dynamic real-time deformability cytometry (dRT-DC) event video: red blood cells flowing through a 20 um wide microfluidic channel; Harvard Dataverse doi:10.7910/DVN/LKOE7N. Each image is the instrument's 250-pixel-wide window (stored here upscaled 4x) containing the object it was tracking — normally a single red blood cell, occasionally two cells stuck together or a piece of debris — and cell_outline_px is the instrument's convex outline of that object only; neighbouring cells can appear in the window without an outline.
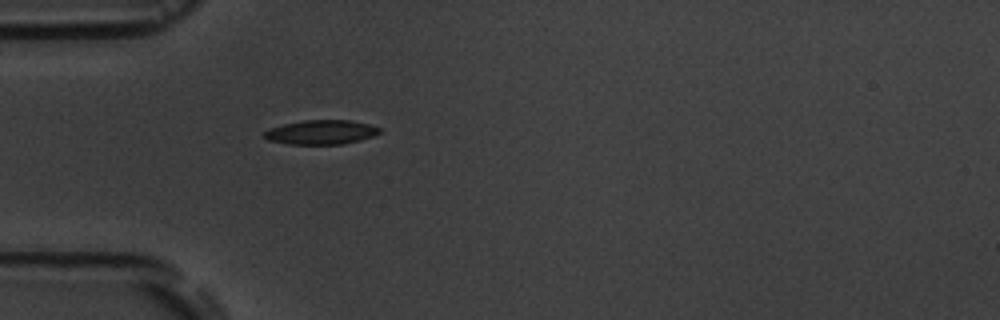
{"species": "common noctule bat (a hibernating species)", "species_latin": "Nyctalus noctula", "temperature_condition": "room temperature", "stored_images_in_passage": 1, "camera_frame_rate_fps": 3000, "um_per_image_px": 0.085, "animal": {"sex": "male", "body_mass_g": 19.5, "forearm_length_mm": 54.6}, "frame": {"image": 1, "passage_image": 1, "time_ms": 0.0, "image_size_px": [1000, 320], "cell_outline_px": [[380, 132], [372, 136], [360, 140], [344, 144], [288, 144], [268, 140], [264, 136], [264, 132], [268, 128], [284, 124], [304, 120], [352, 120], [368, 124], [380, 128]], "centroid_in_image_um": [27.28, 11.23], "position_along_channel_um": 57.7, "area_um2": 16.3}}